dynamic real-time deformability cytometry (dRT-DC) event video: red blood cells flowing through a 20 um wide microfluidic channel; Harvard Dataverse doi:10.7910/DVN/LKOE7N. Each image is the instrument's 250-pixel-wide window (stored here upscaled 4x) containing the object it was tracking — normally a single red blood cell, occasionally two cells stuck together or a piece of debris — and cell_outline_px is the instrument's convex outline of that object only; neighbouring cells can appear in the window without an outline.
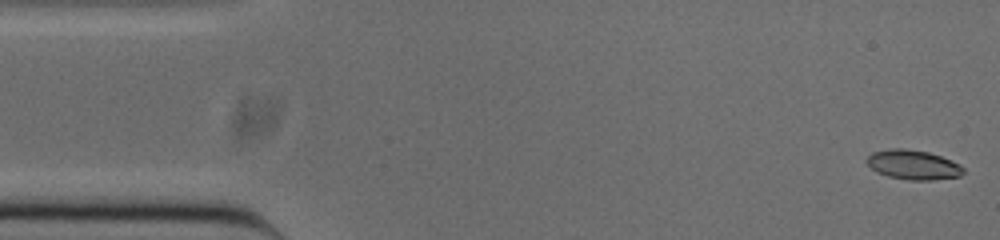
{"species": "common noctule bat (a hibernating species)", "species_latin": "Nyctalus noctula", "temperature_condition": "cold", "stored_images_in_passage": 53, "camera_frame_rate_fps": 3000, "um_per_image_px": 0.085, "animal": {"sex": "male", "body_mass_g": 20.0, "forearm_length_mm": 53.3}, "frame": {"image": 1, "passage_image": 1, "time_ms": 0.0, "image_size_px": [1000, 240], "cell_outline_px": [[964, 172], [960, 176], [932, 180], [908, 180], [888, 176], [876, 172], [864, 160], [872, 152], [892, 148], [904, 148], [928, 152], [940, 156], [960, 164], [964, 168]], "centroid_in_image_um": [77.61, 14.0], "position_along_channel_um": 7.4, "area_um2": 16.65}}
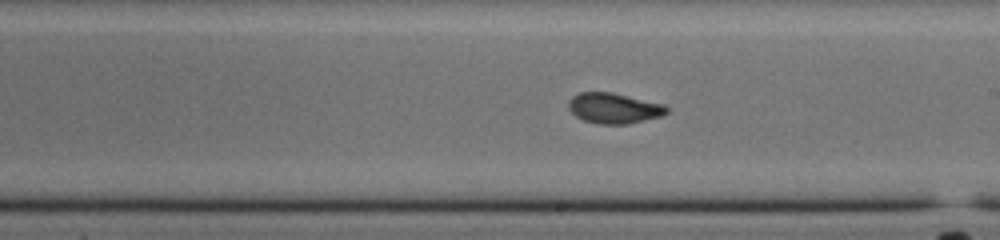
{"frame": {"image": 2, "passage_image": 28, "time_ms": 9.0, "image_size_px": [1000, 240], "cell_outline_px": [[668, 112], [660, 116], [628, 124], [596, 124], [584, 120], [576, 116], [568, 108], [568, 100], [572, 96], [580, 92], [612, 92], [664, 104], [668, 108]], "centroid_in_image_um": [52.16, 9.19], "position_along_channel_um": 236.8, "area_um2": 17.46}}
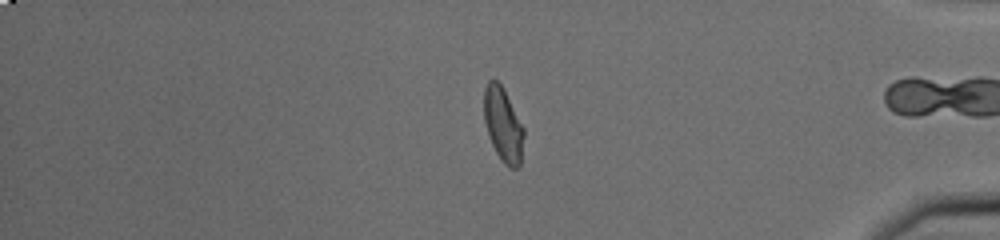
{"frame": {"image": 3, "passage_image": 43, "time_ms": 14.0, "image_size_px": [1000, 240], "cell_outline_px": [[524, 136], [520, 164], [516, 168], [508, 168], [500, 160], [492, 144], [484, 120], [484, 88], [488, 80], [496, 80], [504, 88], [524, 128]], "centroid_in_image_um": [42.76, 10.6], "position_along_channel_um": 392.4, "area_um2": 17.22}, "authors_computed_cell_mechanics": {"area_um2": 17.2244, "velocity_mm_per_s": 3.8512, "shape_relaxation_time_tau1_ms": 8.1169, "shape_relaxation_time_tau2_ms": 1.1711, "deformation_change_tau1": 0.2318, "deformation_change_tau2": 0.0698}}